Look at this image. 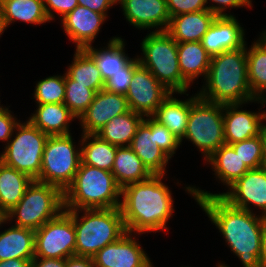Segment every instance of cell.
<instances>
[{
    "instance_id": "f5cc1de1",
    "label": "cell",
    "mask_w": 266,
    "mask_h": 267,
    "mask_svg": "<svg viewBox=\"0 0 266 267\" xmlns=\"http://www.w3.org/2000/svg\"><path fill=\"white\" fill-rule=\"evenodd\" d=\"M259 36V39L266 45V29Z\"/></svg>"
},
{
    "instance_id": "44dd1931",
    "label": "cell",
    "mask_w": 266,
    "mask_h": 267,
    "mask_svg": "<svg viewBox=\"0 0 266 267\" xmlns=\"http://www.w3.org/2000/svg\"><path fill=\"white\" fill-rule=\"evenodd\" d=\"M174 94L172 92L151 117L164 125L182 143L187 129L190 107L199 95L197 93L183 101L173 97Z\"/></svg>"
},
{
    "instance_id": "1f68e13d",
    "label": "cell",
    "mask_w": 266,
    "mask_h": 267,
    "mask_svg": "<svg viewBox=\"0 0 266 267\" xmlns=\"http://www.w3.org/2000/svg\"><path fill=\"white\" fill-rule=\"evenodd\" d=\"M80 140L82 163L111 172L118 147L96 134H82Z\"/></svg>"
},
{
    "instance_id": "6da1fadb",
    "label": "cell",
    "mask_w": 266,
    "mask_h": 267,
    "mask_svg": "<svg viewBox=\"0 0 266 267\" xmlns=\"http://www.w3.org/2000/svg\"><path fill=\"white\" fill-rule=\"evenodd\" d=\"M194 199L217 227L243 267H262L260 254L264 217L233 207L221 196Z\"/></svg>"
},
{
    "instance_id": "74e56055",
    "label": "cell",
    "mask_w": 266,
    "mask_h": 267,
    "mask_svg": "<svg viewBox=\"0 0 266 267\" xmlns=\"http://www.w3.org/2000/svg\"><path fill=\"white\" fill-rule=\"evenodd\" d=\"M138 64V59L136 57L134 59L132 58L119 72L105 82L104 89L113 93L125 95L130 87L134 68Z\"/></svg>"
},
{
    "instance_id": "8fae6325",
    "label": "cell",
    "mask_w": 266,
    "mask_h": 267,
    "mask_svg": "<svg viewBox=\"0 0 266 267\" xmlns=\"http://www.w3.org/2000/svg\"><path fill=\"white\" fill-rule=\"evenodd\" d=\"M186 192L192 198L221 196L231 206L253 213L252 208L249 206L252 204L256 209L258 207L257 210L260 209L263 217H266V166L249 169L228 188L226 193H210L190 185L186 187Z\"/></svg>"
},
{
    "instance_id": "5bb4252c",
    "label": "cell",
    "mask_w": 266,
    "mask_h": 267,
    "mask_svg": "<svg viewBox=\"0 0 266 267\" xmlns=\"http://www.w3.org/2000/svg\"><path fill=\"white\" fill-rule=\"evenodd\" d=\"M134 235L137 234L125 232L99 250L92 257L95 267H146L151 260Z\"/></svg>"
},
{
    "instance_id": "4316f807",
    "label": "cell",
    "mask_w": 266,
    "mask_h": 267,
    "mask_svg": "<svg viewBox=\"0 0 266 267\" xmlns=\"http://www.w3.org/2000/svg\"><path fill=\"white\" fill-rule=\"evenodd\" d=\"M121 37H113L103 48L89 46L84 50L95 60L104 82L120 71L132 58L125 53V43Z\"/></svg>"
},
{
    "instance_id": "8d00e7d4",
    "label": "cell",
    "mask_w": 266,
    "mask_h": 267,
    "mask_svg": "<svg viewBox=\"0 0 266 267\" xmlns=\"http://www.w3.org/2000/svg\"><path fill=\"white\" fill-rule=\"evenodd\" d=\"M249 169L264 165L261 135L230 144Z\"/></svg>"
},
{
    "instance_id": "277c9868",
    "label": "cell",
    "mask_w": 266,
    "mask_h": 267,
    "mask_svg": "<svg viewBox=\"0 0 266 267\" xmlns=\"http://www.w3.org/2000/svg\"><path fill=\"white\" fill-rule=\"evenodd\" d=\"M121 192L112 172L81 162L72 184L63 193L64 209L118 208Z\"/></svg>"
},
{
    "instance_id": "7bdbcfd3",
    "label": "cell",
    "mask_w": 266,
    "mask_h": 267,
    "mask_svg": "<svg viewBox=\"0 0 266 267\" xmlns=\"http://www.w3.org/2000/svg\"><path fill=\"white\" fill-rule=\"evenodd\" d=\"M213 4L208 5L207 9L214 13L216 16H233V14L225 13L226 9L229 8H239V7H252L251 0H209ZM206 5L209 3L208 0H205Z\"/></svg>"
},
{
    "instance_id": "11a10c76",
    "label": "cell",
    "mask_w": 266,
    "mask_h": 267,
    "mask_svg": "<svg viewBox=\"0 0 266 267\" xmlns=\"http://www.w3.org/2000/svg\"><path fill=\"white\" fill-rule=\"evenodd\" d=\"M146 267H154V265L152 262H150Z\"/></svg>"
},
{
    "instance_id": "d6986e66",
    "label": "cell",
    "mask_w": 266,
    "mask_h": 267,
    "mask_svg": "<svg viewBox=\"0 0 266 267\" xmlns=\"http://www.w3.org/2000/svg\"><path fill=\"white\" fill-rule=\"evenodd\" d=\"M244 104H223L225 144H233L261 134L264 110L252 112L240 109Z\"/></svg>"
},
{
    "instance_id": "f1b7e54d",
    "label": "cell",
    "mask_w": 266,
    "mask_h": 267,
    "mask_svg": "<svg viewBox=\"0 0 266 267\" xmlns=\"http://www.w3.org/2000/svg\"><path fill=\"white\" fill-rule=\"evenodd\" d=\"M143 119L142 115L130 110L113 118L96 135L114 146L128 147Z\"/></svg>"
},
{
    "instance_id": "c3c4849f",
    "label": "cell",
    "mask_w": 266,
    "mask_h": 267,
    "mask_svg": "<svg viewBox=\"0 0 266 267\" xmlns=\"http://www.w3.org/2000/svg\"><path fill=\"white\" fill-rule=\"evenodd\" d=\"M260 262L262 267H266V217L263 222Z\"/></svg>"
},
{
    "instance_id": "ffe728a7",
    "label": "cell",
    "mask_w": 266,
    "mask_h": 267,
    "mask_svg": "<svg viewBox=\"0 0 266 267\" xmlns=\"http://www.w3.org/2000/svg\"><path fill=\"white\" fill-rule=\"evenodd\" d=\"M129 147L152 175L167 173L166 165L170 157L155 143L154 134H151V117H144Z\"/></svg>"
},
{
    "instance_id": "8992f818",
    "label": "cell",
    "mask_w": 266,
    "mask_h": 267,
    "mask_svg": "<svg viewBox=\"0 0 266 267\" xmlns=\"http://www.w3.org/2000/svg\"><path fill=\"white\" fill-rule=\"evenodd\" d=\"M143 55L137 59L139 64L169 91L184 94L190 84L182 77L177 56V42L167 31H150L141 41Z\"/></svg>"
},
{
    "instance_id": "4dcf8cb0",
    "label": "cell",
    "mask_w": 266,
    "mask_h": 267,
    "mask_svg": "<svg viewBox=\"0 0 266 267\" xmlns=\"http://www.w3.org/2000/svg\"><path fill=\"white\" fill-rule=\"evenodd\" d=\"M0 8L6 28L17 20L34 25L50 22L43 0H5Z\"/></svg>"
},
{
    "instance_id": "681fc988",
    "label": "cell",
    "mask_w": 266,
    "mask_h": 267,
    "mask_svg": "<svg viewBox=\"0 0 266 267\" xmlns=\"http://www.w3.org/2000/svg\"><path fill=\"white\" fill-rule=\"evenodd\" d=\"M261 138H262V148H263V160L266 166V124L262 123L261 127Z\"/></svg>"
},
{
    "instance_id": "7402d4cb",
    "label": "cell",
    "mask_w": 266,
    "mask_h": 267,
    "mask_svg": "<svg viewBox=\"0 0 266 267\" xmlns=\"http://www.w3.org/2000/svg\"><path fill=\"white\" fill-rule=\"evenodd\" d=\"M9 223L0 218V227ZM35 230L12 225L0 232V261L9 259H33L35 257Z\"/></svg>"
},
{
    "instance_id": "d6a6232c",
    "label": "cell",
    "mask_w": 266,
    "mask_h": 267,
    "mask_svg": "<svg viewBox=\"0 0 266 267\" xmlns=\"http://www.w3.org/2000/svg\"><path fill=\"white\" fill-rule=\"evenodd\" d=\"M75 84L85 85L96 92L103 90L105 82L95 60L84 50L76 49L72 64L65 73Z\"/></svg>"
},
{
    "instance_id": "ee69618b",
    "label": "cell",
    "mask_w": 266,
    "mask_h": 267,
    "mask_svg": "<svg viewBox=\"0 0 266 267\" xmlns=\"http://www.w3.org/2000/svg\"><path fill=\"white\" fill-rule=\"evenodd\" d=\"M117 5V0H78V5L89 8L92 11L103 14L108 17L109 8Z\"/></svg>"
},
{
    "instance_id": "d4e9b609",
    "label": "cell",
    "mask_w": 266,
    "mask_h": 267,
    "mask_svg": "<svg viewBox=\"0 0 266 267\" xmlns=\"http://www.w3.org/2000/svg\"><path fill=\"white\" fill-rule=\"evenodd\" d=\"M177 56L182 77L190 85L199 76H204L205 81L211 56L206 52L200 41L177 43Z\"/></svg>"
},
{
    "instance_id": "e0dca14e",
    "label": "cell",
    "mask_w": 266,
    "mask_h": 267,
    "mask_svg": "<svg viewBox=\"0 0 266 267\" xmlns=\"http://www.w3.org/2000/svg\"><path fill=\"white\" fill-rule=\"evenodd\" d=\"M243 28L234 15L217 16L200 42L211 57L237 50L246 45Z\"/></svg>"
},
{
    "instance_id": "836d02e7",
    "label": "cell",
    "mask_w": 266,
    "mask_h": 267,
    "mask_svg": "<svg viewBox=\"0 0 266 267\" xmlns=\"http://www.w3.org/2000/svg\"><path fill=\"white\" fill-rule=\"evenodd\" d=\"M248 83L257 98L266 89V45L258 38L248 48L246 44Z\"/></svg>"
},
{
    "instance_id": "f35d334b",
    "label": "cell",
    "mask_w": 266,
    "mask_h": 267,
    "mask_svg": "<svg viewBox=\"0 0 266 267\" xmlns=\"http://www.w3.org/2000/svg\"><path fill=\"white\" fill-rule=\"evenodd\" d=\"M151 134H154L155 143L170 158L176 153L181 142L164 125L151 117Z\"/></svg>"
},
{
    "instance_id": "603a6c76",
    "label": "cell",
    "mask_w": 266,
    "mask_h": 267,
    "mask_svg": "<svg viewBox=\"0 0 266 267\" xmlns=\"http://www.w3.org/2000/svg\"><path fill=\"white\" fill-rule=\"evenodd\" d=\"M216 17L209 10L180 14L170 19L167 32L177 43L201 41Z\"/></svg>"
},
{
    "instance_id": "f907efd6",
    "label": "cell",
    "mask_w": 266,
    "mask_h": 267,
    "mask_svg": "<svg viewBox=\"0 0 266 267\" xmlns=\"http://www.w3.org/2000/svg\"><path fill=\"white\" fill-rule=\"evenodd\" d=\"M266 89L255 99V102L254 103H260L262 106V108H263V106H265L266 105Z\"/></svg>"
},
{
    "instance_id": "9f6ffc18",
    "label": "cell",
    "mask_w": 266,
    "mask_h": 267,
    "mask_svg": "<svg viewBox=\"0 0 266 267\" xmlns=\"http://www.w3.org/2000/svg\"><path fill=\"white\" fill-rule=\"evenodd\" d=\"M264 119H265V121H266V111H264Z\"/></svg>"
},
{
    "instance_id": "816d5d0a",
    "label": "cell",
    "mask_w": 266,
    "mask_h": 267,
    "mask_svg": "<svg viewBox=\"0 0 266 267\" xmlns=\"http://www.w3.org/2000/svg\"><path fill=\"white\" fill-rule=\"evenodd\" d=\"M6 25H5V22H4V18H3V15H2V11H1V8H0V37L2 35V33H4V30H6Z\"/></svg>"
},
{
    "instance_id": "2e32d148",
    "label": "cell",
    "mask_w": 266,
    "mask_h": 267,
    "mask_svg": "<svg viewBox=\"0 0 266 267\" xmlns=\"http://www.w3.org/2000/svg\"><path fill=\"white\" fill-rule=\"evenodd\" d=\"M123 15L135 28L154 31H167L170 15L166 0H117Z\"/></svg>"
},
{
    "instance_id": "60d3db41",
    "label": "cell",
    "mask_w": 266,
    "mask_h": 267,
    "mask_svg": "<svg viewBox=\"0 0 266 267\" xmlns=\"http://www.w3.org/2000/svg\"><path fill=\"white\" fill-rule=\"evenodd\" d=\"M43 2L50 21L55 19L56 13L62 18L78 5V0H43Z\"/></svg>"
},
{
    "instance_id": "9c48e42d",
    "label": "cell",
    "mask_w": 266,
    "mask_h": 267,
    "mask_svg": "<svg viewBox=\"0 0 266 267\" xmlns=\"http://www.w3.org/2000/svg\"><path fill=\"white\" fill-rule=\"evenodd\" d=\"M73 140L71 134L47 138L37 181L56 186L65 192L82 162L81 147L76 148Z\"/></svg>"
},
{
    "instance_id": "bcb514c9",
    "label": "cell",
    "mask_w": 266,
    "mask_h": 267,
    "mask_svg": "<svg viewBox=\"0 0 266 267\" xmlns=\"http://www.w3.org/2000/svg\"><path fill=\"white\" fill-rule=\"evenodd\" d=\"M66 267H95L92 257L73 255L66 258Z\"/></svg>"
},
{
    "instance_id": "7dc6e473",
    "label": "cell",
    "mask_w": 266,
    "mask_h": 267,
    "mask_svg": "<svg viewBox=\"0 0 266 267\" xmlns=\"http://www.w3.org/2000/svg\"><path fill=\"white\" fill-rule=\"evenodd\" d=\"M32 259H9L0 261V267H31Z\"/></svg>"
},
{
    "instance_id": "f546056e",
    "label": "cell",
    "mask_w": 266,
    "mask_h": 267,
    "mask_svg": "<svg viewBox=\"0 0 266 267\" xmlns=\"http://www.w3.org/2000/svg\"><path fill=\"white\" fill-rule=\"evenodd\" d=\"M111 172L121 188L146 180L152 175L129 146L117 148Z\"/></svg>"
},
{
    "instance_id": "7a4b0ae2",
    "label": "cell",
    "mask_w": 266,
    "mask_h": 267,
    "mask_svg": "<svg viewBox=\"0 0 266 267\" xmlns=\"http://www.w3.org/2000/svg\"><path fill=\"white\" fill-rule=\"evenodd\" d=\"M164 176L151 175L122 188L120 210L127 232L142 235L169 229L166 224L175 212L174 200L162 182Z\"/></svg>"
},
{
    "instance_id": "83f0119b",
    "label": "cell",
    "mask_w": 266,
    "mask_h": 267,
    "mask_svg": "<svg viewBox=\"0 0 266 267\" xmlns=\"http://www.w3.org/2000/svg\"><path fill=\"white\" fill-rule=\"evenodd\" d=\"M205 163L211 164V168H213L212 170L216 176L215 178H218L227 188L249 170L229 144H223Z\"/></svg>"
},
{
    "instance_id": "484cf974",
    "label": "cell",
    "mask_w": 266,
    "mask_h": 267,
    "mask_svg": "<svg viewBox=\"0 0 266 267\" xmlns=\"http://www.w3.org/2000/svg\"><path fill=\"white\" fill-rule=\"evenodd\" d=\"M33 179L0 161V215L3 217L22 199Z\"/></svg>"
},
{
    "instance_id": "e575fe53",
    "label": "cell",
    "mask_w": 266,
    "mask_h": 267,
    "mask_svg": "<svg viewBox=\"0 0 266 267\" xmlns=\"http://www.w3.org/2000/svg\"><path fill=\"white\" fill-rule=\"evenodd\" d=\"M65 90L64 105L79 119L92 103L97 92L86 88L85 85L75 84V81L71 80L66 74Z\"/></svg>"
},
{
    "instance_id": "4fadbf2b",
    "label": "cell",
    "mask_w": 266,
    "mask_h": 267,
    "mask_svg": "<svg viewBox=\"0 0 266 267\" xmlns=\"http://www.w3.org/2000/svg\"><path fill=\"white\" fill-rule=\"evenodd\" d=\"M171 93L147 68L138 64L125 97L130 110L143 117H151Z\"/></svg>"
},
{
    "instance_id": "30bf717a",
    "label": "cell",
    "mask_w": 266,
    "mask_h": 267,
    "mask_svg": "<svg viewBox=\"0 0 266 267\" xmlns=\"http://www.w3.org/2000/svg\"><path fill=\"white\" fill-rule=\"evenodd\" d=\"M183 139L193 142L206 161L225 144L223 104L208 102L199 97L190 107Z\"/></svg>"
},
{
    "instance_id": "f6af8a7d",
    "label": "cell",
    "mask_w": 266,
    "mask_h": 267,
    "mask_svg": "<svg viewBox=\"0 0 266 267\" xmlns=\"http://www.w3.org/2000/svg\"><path fill=\"white\" fill-rule=\"evenodd\" d=\"M31 267H66V259L34 257Z\"/></svg>"
},
{
    "instance_id": "7c38bea8",
    "label": "cell",
    "mask_w": 266,
    "mask_h": 267,
    "mask_svg": "<svg viewBox=\"0 0 266 267\" xmlns=\"http://www.w3.org/2000/svg\"><path fill=\"white\" fill-rule=\"evenodd\" d=\"M35 257L66 259L75 255L76 233L73 210H63L56 218L35 230Z\"/></svg>"
},
{
    "instance_id": "ab89813d",
    "label": "cell",
    "mask_w": 266,
    "mask_h": 267,
    "mask_svg": "<svg viewBox=\"0 0 266 267\" xmlns=\"http://www.w3.org/2000/svg\"><path fill=\"white\" fill-rule=\"evenodd\" d=\"M170 18L180 14L208 10L205 0H166Z\"/></svg>"
},
{
    "instance_id": "3957f363",
    "label": "cell",
    "mask_w": 266,
    "mask_h": 267,
    "mask_svg": "<svg viewBox=\"0 0 266 267\" xmlns=\"http://www.w3.org/2000/svg\"><path fill=\"white\" fill-rule=\"evenodd\" d=\"M198 95L201 99L221 104L255 102L248 83L246 45L237 50L211 57L205 84Z\"/></svg>"
},
{
    "instance_id": "9a60e30c",
    "label": "cell",
    "mask_w": 266,
    "mask_h": 267,
    "mask_svg": "<svg viewBox=\"0 0 266 267\" xmlns=\"http://www.w3.org/2000/svg\"><path fill=\"white\" fill-rule=\"evenodd\" d=\"M125 95L113 93L106 89L96 93L94 100L80 116L81 134H96L113 118L129 112Z\"/></svg>"
},
{
    "instance_id": "b9f144b4",
    "label": "cell",
    "mask_w": 266,
    "mask_h": 267,
    "mask_svg": "<svg viewBox=\"0 0 266 267\" xmlns=\"http://www.w3.org/2000/svg\"><path fill=\"white\" fill-rule=\"evenodd\" d=\"M12 111L0 104V141L7 142L12 137L16 125L19 123L17 118L11 114Z\"/></svg>"
},
{
    "instance_id": "d590c367",
    "label": "cell",
    "mask_w": 266,
    "mask_h": 267,
    "mask_svg": "<svg viewBox=\"0 0 266 267\" xmlns=\"http://www.w3.org/2000/svg\"><path fill=\"white\" fill-rule=\"evenodd\" d=\"M65 74L49 76L37 82L34 90L36 104L64 103Z\"/></svg>"
},
{
    "instance_id": "db71d44e",
    "label": "cell",
    "mask_w": 266,
    "mask_h": 267,
    "mask_svg": "<svg viewBox=\"0 0 266 267\" xmlns=\"http://www.w3.org/2000/svg\"><path fill=\"white\" fill-rule=\"evenodd\" d=\"M217 267H229L227 266L225 263H218V265H216Z\"/></svg>"
},
{
    "instance_id": "5b68a950",
    "label": "cell",
    "mask_w": 266,
    "mask_h": 267,
    "mask_svg": "<svg viewBox=\"0 0 266 267\" xmlns=\"http://www.w3.org/2000/svg\"><path fill=\"white\" fill-rule=\"evenodd\" d=\"M80 211L83 215H79ZM73 223L76 233L75 255L79 256L93 257L127 232L120 207L73 210Z\"/></svg>"
},
{
    "instance_id": "cb8c5ba5",
    "label": "cell",
    "mask_w": 266,
    "mask_h": 267,
    "mask_svg": "<svg viewBox=\"0 0 266 267\" xmlns=\"http://www.w3.org/2000/svg\"><path fill=\"white\" fill-rule=\"evenodd\" d=\"M35 112L28 119L48 136L71 134L69 124L76 117L64 103L37 105Z\"/></svg>"
},
{
    "instance_id": "ac0fdd59",
    "label": "cell",
    "mask_w": 266,
    "mask_h": 267,
    "mask_svg": "<svg viewBox=\"0 0 266 267\" xmlns=\"http://www.w3.org/2000/svg\"><path fill=\"white\" fill-rule=\"evenodd\" d=\"M107 18L87 7L77 5L61 19L62 28L76 49L92 46L102 24Z\"/></svg>"
},
{
    "instance_id": "ba28073f",
    "label": "cell",
    "mask_w": 266,
    "mask_h": 267,
    "mask_svg": "<svg viewBox=\"0 0 266 267\" xmlns=\"http://www.w3.org/2000/svg\"><path fill=\"white\" fill-rule=\"evenodd\" d=\"M14 132L0 154V161L36 180L41 173L44 146L49 136L29 120L19 121Z\"/></svg>"
},
{
    "instance_id": "52a82bcc",
    "label": "cell",
    "mask_w": 266,
    "mask_h": 267,
    "mask_svg": "<svg viewBox=\"0 0 266 267\" xmlns=\"http://www.w3.org/2000/svg\"><path fill=\"white\" fill-rule=\"evenodd\" d=\"M63 210V192L56 186L33 180L22 199L3 217L8 222L15 221V226L37 230Z\"/></svg>"
}]
</instances>
